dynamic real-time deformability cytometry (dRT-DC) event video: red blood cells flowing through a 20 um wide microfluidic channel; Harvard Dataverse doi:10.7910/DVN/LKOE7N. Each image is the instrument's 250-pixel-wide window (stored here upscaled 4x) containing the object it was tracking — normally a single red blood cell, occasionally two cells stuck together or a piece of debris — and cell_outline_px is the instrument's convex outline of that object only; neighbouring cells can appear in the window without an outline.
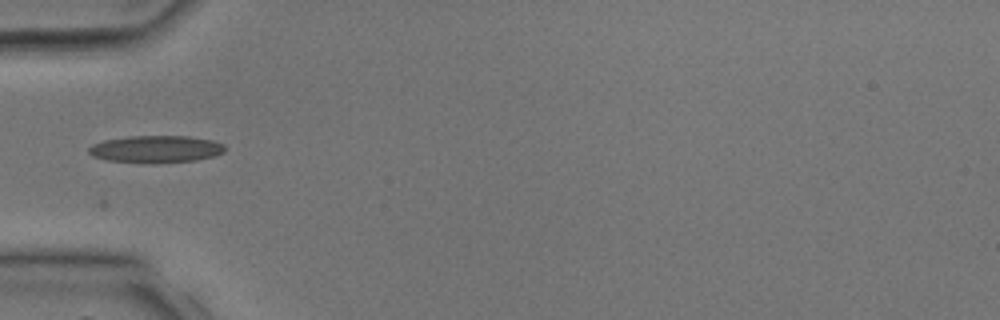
{"species": "common noctule bat (a hibernating species)", "species_latin": "Nyctalus noctula", "temperature_condition": "room temperature", "stored_images_in_passage": 3, "camera_frame_rate_fps": 3000, "um_per_image_px": 0.085, "animal": {"sex": "male", "body_mass_g": 17.9, "forearm_length_mm": 54.2}, "frame": {"image": 1, "passage_image": 3, "time_ms": 2.333, "image_size_px": [1000, 320], "cell_outline_px": [[224, 152], [216, 156], [196, 160], [152, 164], [108, 160], [92, 156], [88, 152], [88, 148], [92, 144], [104, 140], [128, 136], [188, 136], [212, 140], [224, 144]], "centroid_in_image_um": [13.25, 12.68], "position_along_channel_um": 71.7, "area_um2": 21.79}}